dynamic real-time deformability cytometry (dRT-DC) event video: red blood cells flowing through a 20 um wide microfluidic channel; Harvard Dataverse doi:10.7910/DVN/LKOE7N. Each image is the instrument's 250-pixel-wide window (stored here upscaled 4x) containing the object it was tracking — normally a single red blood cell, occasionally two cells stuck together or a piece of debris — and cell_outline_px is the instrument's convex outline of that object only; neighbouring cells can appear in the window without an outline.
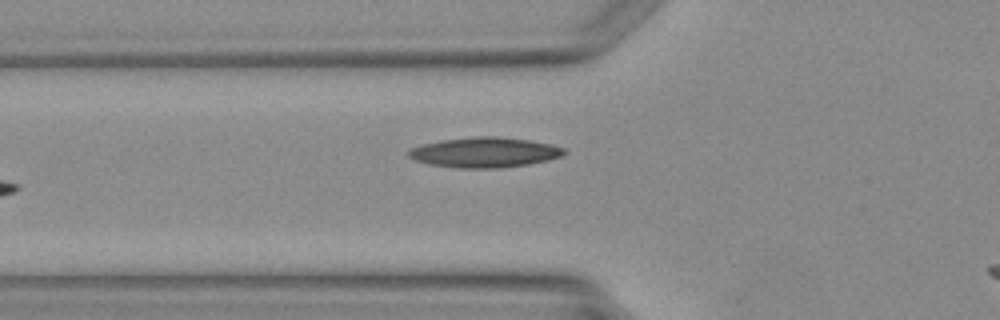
{"species": "Egyptian fruit bat (a non-hibernating species)", "species_latin": "Rousettus aegyptiacus", "temperature_condition": "warm", "stored_images_in_passage": 5, "segment_of_instrument_passage": [1, 2], "camera_frame_rate_fps": 3000, "um_per_image_px": 0.085, "animal": {"sex": "female"}, "frame": {"image": 1, "passage_image": 4, "time_ms": 3.667, "image_size_px": [1000, 320], "cell_outline_px": [[564, 152], [560, 156], [548, 160], [528, 164], [496, 168], [460, 168], [428, 164], [416, 160], [408, 156], [408, 152], [412, 148], [424, 144], [440, 140], [472, 136], [500, 136], [532, 140], [552, 144], [564, 148]], "centroid_in_image_um": [41.2, 12.94], "position_along_channel_um": 84.6, "area_um2": 27.28}}